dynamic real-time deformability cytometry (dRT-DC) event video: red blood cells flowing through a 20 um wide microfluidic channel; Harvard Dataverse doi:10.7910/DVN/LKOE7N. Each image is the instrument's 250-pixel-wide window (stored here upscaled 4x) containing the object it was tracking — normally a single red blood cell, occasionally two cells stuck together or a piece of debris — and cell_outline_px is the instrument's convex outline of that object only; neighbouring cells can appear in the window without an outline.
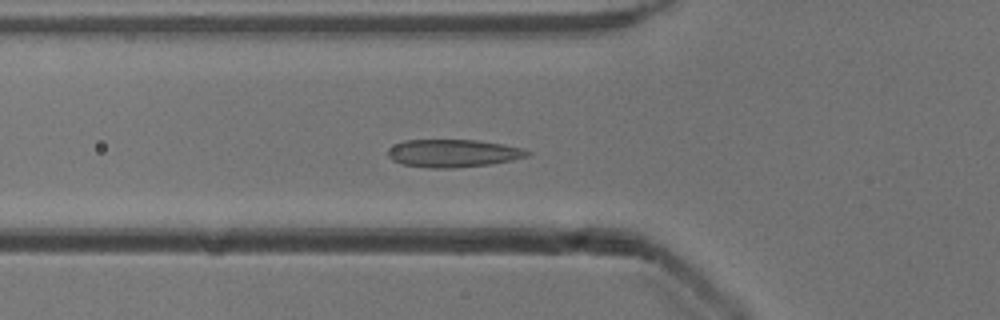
{"species": "common noctule bat (a hibernating species)", "species_latin": "Nyctalus noctula", "temperature_condition": "cold", "stored_images_in_passage": 39, "camera_frame_rate_fps": 3000, "um_per_image_px": 0.085, "animal": {"sex": "male", "body_mass_g": 13.3}, "frame": {"image": 1, "passage_image": 5, "time_ms": 1.333, "image_size_px": [1000, 320], "cell_outline_px": [[532, 152], [528, 156], [512, 160], [492, 164], [452, 168], [428, 168], [404, 164], [392, 160], [388, 156], [388, 148], [404, 140], [480, 140], [524, 148]], "centroid_in_image_um": [38.54, 13.02], "position_along_channel_um": 87.3, "area_um2": 22.66}}
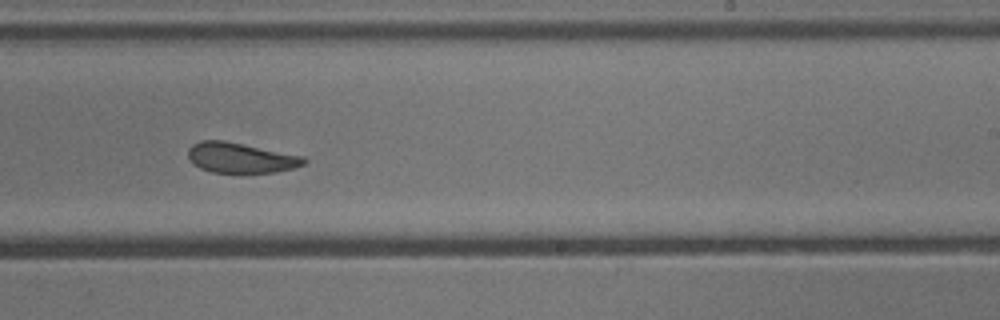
{"frame": {"image": 2, "passage_image": 19, "time_ms": 6.0, "image_size_px": [1000, 320], "cell_outline_px": [[308, 160], [304, 164], [292, 168], [276, 172], [212, 172], [200, 168], [192, 164], [188, 156], [188, 148], [192, 144], [200, 140], [224, 140], [304, 156]], "centroid_in_image_um": [20.43, 13.4], "position_along_channel_um": 268.6, "area_um2": 20.4}}
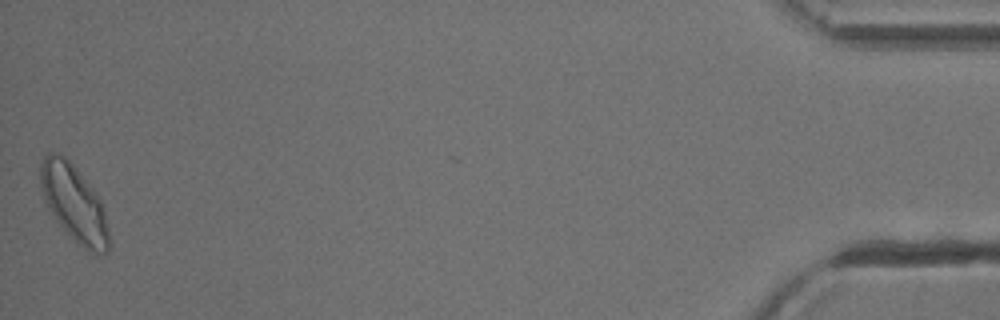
{"frame": {"image": 3, "passage_image": 39, "time_ms": 12.667, "image_size_px": [1000, 320], "cell_outline_px": [[108, 252], [96, 256], [88, 252], [56, 220], [48, 208], [44, 200], [40, 184], [40, 164], [44, 156], [48, 152], [60, 152], [72, 164], [96, 192], [100, 200], [104, 212], [108, 228]], "centroid_in_image_um": [6.28, 17.26], "position_along_channel_um": 428.9, "area_um2": 30.29}, "authors_computed_cell_mechanics": {"area_um2": 21.9062, "velocity_mm_per_s": 3.8654, "shape_relaxation_time_tau1_ms": 4.4451, "shape_relaxation_time_tau2_ms": 1.7994, "deformation_change_tau1": 0.1138, "deformation_change_tau2": 0.0716}}